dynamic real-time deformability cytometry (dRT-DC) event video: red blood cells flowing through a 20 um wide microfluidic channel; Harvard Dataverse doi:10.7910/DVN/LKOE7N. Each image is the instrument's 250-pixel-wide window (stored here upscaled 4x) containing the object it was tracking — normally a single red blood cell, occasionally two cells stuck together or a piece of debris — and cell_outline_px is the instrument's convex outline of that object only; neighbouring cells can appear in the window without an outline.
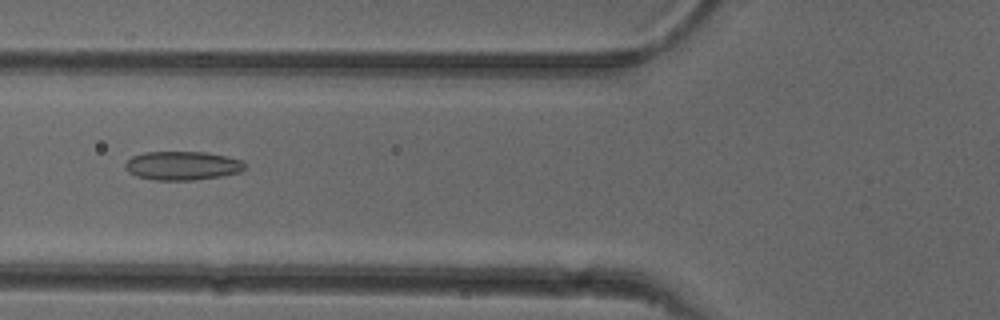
{"species": "common noctule bat (a hibernating species)", "species_latin": "Nyctalus noctula", "temperature_condition": "cold", "stored_images_in_passage": 40, "camera_frame_rate_fps": 3000, "um_per_image_px": 0.085, "animal": {"sex": "female"}, "frame": {"image": 1, "passage_image": 8, "time_ms": 2.333, "image_size_px": [1000, 320], "cell_outline_px": [[244, 168], [240, 172], [220, 176], [196, 180], [152, 180], [136, 176], [128, 172], [124, 168], [124, 164], [132, 156], [144, 152], [208, 152], [228, 156], [244, 160]], "centroid_in_image_um": [15.49, 14.08], "position_along_channel_um": 110.3, "area_um2": 20.29}}
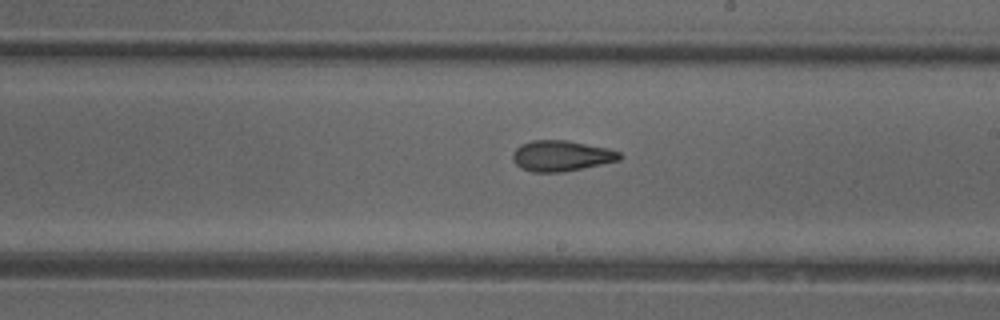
{"frame": {"image": 2, "passage_image": 18, "time_ms": 5.667, "image_size_px": [1000, 320], "cell_outline_px": [[624, 156], [620, 160], [564, 172], [532, 172], [520, 168], [512, 160], [512, 152], [520, 144], [532, 140], [564, 140], [608, 148], [620, 152]], "centroid_in_image_um": [47.69, 13.25], "position_along_channel_um": 241.3, "area_um2": 19.25}}
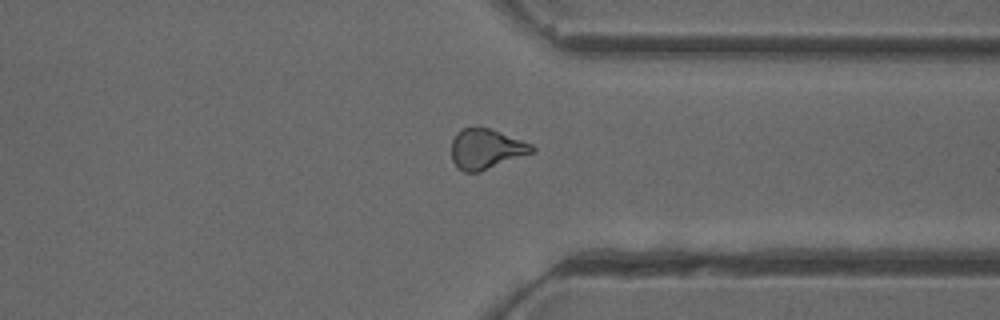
{"frame": {"image": 3, "passage_image": 28, "time_ms": 9.0, "image_size_px": [1000, 320], "cell_outline_px": [[536, 152], [480, 172], [464, 172], [456, 168], [452, 160], [452, 140], [456, 132], [464, 128], [488, 128], [500, 132], [532, 144], [536, 148]], "centroid_in_image_um": [41.33, 12.69], "position_along_channel_um": 370.1, "area_um2": 18.96}, "authors_computed_cell_mechanics": {"area_um2": 19.1318, "velocity_mm_per_s": 3.9266, "shape_relaxation_time_tau1_ms": null, "shape_relaxation_time_tau2_ms": 2.3457, "deformation_change_tau1": null, "deformation_change_tau2": 0.0777}}